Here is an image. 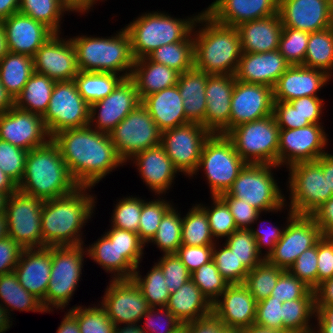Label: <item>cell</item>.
Wrapping results in <instances>:
<instances>
[{
    "mask_svg": "<svg viewBox=\"0 0 333 333\" xmlns=\"http://www.w3.org/2000/svg\"><path fill=\"white\" fill-rule=\"evenodd\" d=\"M51 139L57 144L69 173L80 187H95L115 169L126 165L109 134L90 126L66 129Z\"/></svg>",
    "mask_w": 333,
    "mask_h": 333,
    "instance_id": "6da1fadb",
    "label": "cell"
},
{
    "mask_svg": "<svg viewBox=\"0 0 333 333\" xmlns=\"http://www.w3.org/2000/svg\"><path fill=\"white\" fill-rule=\"evenodd\" d=\"M92 188L78 187L69 195L43 202V247L85 244L82 229H85L97 209V195L91 193Z\"/></svg>",
    "mask_w": 333,
    "mask_h": 333,
    "instance_id": "7a4b0ae2",
    "label": "cell"
},
{
    "mask_svg": "<svg viewBox=\"0 0 333 333\" xmlns=\"http://www.w3.org/2000/svg\"><path fill=\"white\" fill-rule=\"evenodd\" d=\"M192 35L196 69L208 75H235L242 55L236 27L218 23L202 10Z\"/></svg>",
    "mask_w": 333,
    "mask_h": 333,
    "instance_id": "3957f363",
    "label": "cell"
},
{
    "mask_svg": "<svg viewBox=\"0 0 333 333\" xmlns=\"http://www.w3.org/2000/svg\"><path fill=\"white\" fill-rule=\"evenodd\" d=\"M78 187L52 139L28 151L19 191L47 201L69 195Z\"/></svg>",
    "mask_w": 333,
    "mask_h": 333,
    "instance_id": "277c9868",
    "label": "cell"
},
{
    "mask_svg": "<svg viewBox=\"0 0 333 333\" xmlns=\"http://www.w3.org/2000/svg\"><path fill=\"white\" fill-rule=\"evenodd\" d=\"M70 39L79 71L108 72L130 78L135 59L124 27L109 37L81 33Z\"/></svg>",
    "mask_w": 333,
    "mask_h": 333,
    "instance_id": "5b68a950",
    "label": "cell"
},
{
    "mask_svg": "<svg viewBox=\"0 0 333 333\" xmlns=\"http://www.w3.org/2000/svg\"><path fill=\"white\" fill-rule=\"evenodd\" d=\"M200 12L185 19L173 17L165 11L141 13L124 29L130 37L131 52L135 60L147 57L165 44L193 41L192 30Z\"/></svg>",
    "mask_w": 333,
    "mask_h": 333,
    "instance_id": "8992f818",
    "label": "cell"
},
{
    "mask_svg": "<svg viewBox=\"0 0 333 333\" xmlns=\"http://www.w3.org/2000/svg\"><path fill=\"white\" fill-rule=\"evenodd\" d=\"M281 168L272 164L247 163L234 180L231 188L220 196H233L244 200L261 213L286 212V194L278 185L274 170Z\"/></svg>",
    "mask_w": 333,
    "mask_h": 333,
    "instance_id": "52a82bcc",
    "label": "cell"
},
{
    "mask_svg": "<svg viewBox=\"0 0 333 333\" xmlns=\"http://www.w3.org/2000/svg\"><path fill=\"white\" fill-rule=\"evenodd\" d=\"M86 257L85 244L52 246L50 280L45 298L41 301L47 313L53 312L54 309L64 312L65 307L70 305L74 292L82 280Z\"/></svg>",
    "mask_w": 333,
    "mask_h": 333,
    "instance_id": "ba28073f",
    "label": "cell"
},
{
    "mask_svg": "<svg viewBox=\"0 0 333 333\" xmlns=\"http://www.w3.org/2000/svg\"><path fill=\"white\" fill-rule=\"evenodd\" d=\"M246 164L225 134H210L203 145L197 170L190 178H196L199 171L204 173L211 197L220 196L227 193Z\"/></svg>",
    "mask_w": 333,
    "mask_h": 333,
    "instance_id": "9c48e42d",
    "label": "cell"
},
{
    "mask_svg": "<svg viewBox=\"0 0 333 333\" xmlns=\"http://www.w3.org/2000/svg\"><path fill=\"white\" fill-rule=\"evenodd\" d=\"M279 130L272 114L242 123L225 135L246 163L278 165Z\"/></svg>",
    "mask_w": 333,
    "mask_h": 333,
    "instance_id": "30bf717a",
    "label": "cell"
},
{
    "mask_svg": "<svg viewBox=\"0 0 333 333\" xmlns=\"http://www.w3.org/2000/svg\"><path fill=\"white\" fill-rule=\"evenodd\" d=\"M287 170L289 200L285 199V203L294 214L310 215L333 196V192L328 191L327 175L316 160L294 164Z\"/></svg>",
    "mask_w": 333,
    "mask_h": 333,
    "instance_id": "8fae6325",
    "label": "cell"
},
{
    "mask_svg": "<svg viewBox=\"0 0 333 333\" xmlns=\"http://www.w3.org/2000/svg\"><path fill=\"white\" fill-rule=\"evenodd\" d=\"M42 118L52 138L66 129L89 126L90 105L78 92L74 80L56 81Z\"/></svg>",
    "mask_w": 333,
    "mask_h": 333,
    "instance_id": "7c38bea8",
    "label": "cell"
},
{
    "mask_svg": "<svg viewBox=\"0 0 333 333\" xmlns=\"http://www.w3.org/2000/svg\"><path fill=\"white\" fill-rule=\"evenodd\" d=\"M109 136L126 164L135 154L161 144L162 131L141 103L109 132Z\"/></svg>",
    "mask_w": 333,
    "mask_h": 333,
    "instance_id": "4fadbf2b",
    "label": "cell"
},
{
    "mask_svg": "<svg viewBox=\"0 0 333 333\" xmlns=\"http://www.w3.org/2000/svg\"><path fill=\"white\" fill-rule=\"evenodd\" d=\"M43 200L19 190L12 193L6 204L8 236L23 249L43 248L41 215Z\"/></svg>",
    "mask_w": 333,
    "mask_h": 333,
    "instance_id": "5bb4252c",
    "label": "cell"
},
{
    "mask_svg": "<svg viewBox=\"0 0 333 333\" xmlns=\"http://www.w3.org/2000/svg\"><path fill=\"white\" fill-rule=\"evenodd\" d=\"M286 224L280 240L267 260L274 266L288 270L305 250L315 246L323 236L310 215H297L287 209Z\"/></svg>",
    "mask_w": 333,
    "mask_h": 333,
    "instance_id": "9a60e30c",
    "label": "cell"
},
{
    "mask_svg": "<svg viewBox=\"0 0 333 333\" xmlns=\"http://www.w3.org/2000/svg\"><path fill=\"white\" fill-rule=\"evenodd\" d=\"M329 136L323 124H309L297 129L279 130L278 166L315 161L328 152ZM286 165V166H285Z\"/></svg>",
    "mask_w": 333,
    "mask_h": 333,
    "instance_id": "2e32d148",
    "label": "cell"
},
{
    "mask_svg": "<svg viewBox=\"0 0 333 333\" xmlns=\"http://www.w3.org/2000/svg\"><path fill=\"white\" fill-rule=\"evenodd\" d=\"M210 134L201 124L188 123L163 131L161 145L179 173L190 179L197 170L203 145Z\"/></svg>",
    "mask_w": 333,
    "mask_h": 333,
    "instance_id": "e0dca14e",
    "label": "cell"
},
{
    "mask_svg": "<svg viewBox=\"0 0 333 333\" xmlns=\"http://www.w3.org/2000/svg\"><path fill=\"white\" fill-rule=\"evenodd\" d=\"M104 295L98 303L114 325L141 323L150 309L145 296L132 278L109 279Z\"/></svg>",
    "mask_w": 333,
    "mask_h": 333,
    "instance_id": "ac0fdd59",
    "label": "cell"
},
{
    "mask_svg": "<svg viewBox=\"0 0 333 333\" xmlns=\"http://www.w3.org/2000/svg\"><path fill=\"white\" fill-rule=\"evenodd\" d=\"M139 104L134 82L125 78L107 97L90 105L89 126L109 134Z\"/></svg>",
    "mask_w": 333,
    "mask_h": 333,
    "instance_id": "d6986e66",
    "label": "cell"
},
{
    "mask_svg": "<svg viewBox=\"0 0 333 333\" xmlns=\"http://www.w3.org/2000/svg\"><path fill=\"white\" fill-rule=\"evenodd\" d=\"M0 139L30 151L45 145L51 137L41 115L13 106L0 114Z\"/></svg>",
    "mask_w": 333,
    "mask_h": 333,
    "instance_id": "ffe728a7",
    "label": "cell"
},
{
    "mask_svg": "<svg viewBox=\"0 0 333 333\" xmlns=\"http://www.w3.org/2000/svg\"><path fill=\"white\" fill-rule=\"evenodd\" d=\"M33 64L34 72L54 81L74 80L79 73L73 43L61 33H55L36 51Z\"/></svg>",
    "mask_w": 333,
    "mask_h": 333,
    "instance_id": "44dd1931",
    "label": "cell"
},
{
    "mask_svg": "<svg viewBox=\"0 0 333 333\" xmlns=\"http://www.w3.org/2000/svg\"><path fill=\"white\" fill-rule=\"evenodd\" d=\"M273 88L235 81L231 99L230 129L273 114Z\"/></svg>",
    "mask_w": 333,
    "mask_h": 333,
    "instance_id": "7402d4cb",
    "label": "cell"
},
{
    "mask_svg": "<svg viewBox=\"0 0 333 333\" xmlns=\"http://www.w3.org/2000/svg\"><path fill=\"white\" fill-rule=\"evenodd\" d=\"M283 27L309 33L333 26V6L328 0H279Z\"/></svg>",
    "mask_w": 333,
    "mask_h": 333,
    "instance_id": "603a6c76",
    "label": "cell"
},
{
    "mask_svg": "<svg viewBox=\"0 0 333 333\" xmlns=\"http://www.w3.org/2000/svg\"><path fill=\"white\" fill-rule=\"evenodd\" d=\"M127 162L126 165L133 163L136 166L143 183L155 196H165L180 175L161 144L135 154Z\"/></svg>",
    "mask_w": 333,
    "mask_h": 333,
    "instance_id": "cb8c5ba5",
    "label": "cell"
},
{
    "mask_svg": "<svg viewBox=\"0 0 333 333\" xmlns=\"http://www.w3.org/2000/svg\"><path fill=\"white\" fill-rule=\"evenodd\" d=\"M257 301L244 283L229 284L213 303V314L225 328L244 329L255 322Z\"/></svg>",
    "mask_w": 333,
    "mask_h": 333,
    "instance_id": "d4e9b609",
    "label": "cell"
},
{
    "mask_svg": "<svg viewBox=\"0 0 333 333\" xmlns=\"http://www.w3.org/2000/svg\"><path fill=\"white\" fill-rule=\"evenodd\" d=\"M235 81V75H208L205 128L211 134H226L230 130L231 99Z\"/></svg>",
    "mask_w": 333,
    "mask_h": 333,
    "instance_id": "484cf974",
    "label": "cell"
},
{
    "mask_svg": "<svg viewBox=\"0 0 333 333\" xmlns=\"http://www.w3.org/2000/svg\"><path fill=\"white\" fill-rule=\"evenodd\" d=\"M331 78L322 70L292 65L274 86V101L289 102L304 96L319 97L318 92L326 87V84L329 85Z\"/></svg>",
    "mask_w": 333,
    "mask_h": 333,
    "instance_id": "4316f807",
    "label": "cell"
},
{
    "mask_svg": "<svg viewBox=\"0 0 333 333\" xmlns=\"http://www.w3.org/2000/svg\"><path fill=\"white\" fill-rule=\"evenodd\" d=\"M9 52L33 57L36 51L55 33L46 25L21 13L2 21Z\"/></svg>",
    "mask_w": 333,
    "mask_h": 333,
    "instance_id": "83f0119b",
    "label": "cell"
},
{
    "mask_svg": "<svg viewBox=\"0 0 333 333\" xmlns=\"http://www.w3.org/2000/svg\"><path fill=\"white\" fill-rule=\"evenodd\" d=\"M278 5L279 0H214L203 10L218 23L237 27L277 14Z\"/></svg>",
    "mask_w": 333,
    "mask_h": 333,
    "instance_id": "f1b7e54d",
    "label": "cell"
},
{
    "mask_svg": "<svg viewBox=\"0 0 333 333\" xmlns=\"http://www.w3.org/2000/svg\"><path fill=\"white\" fill-rule=\"evenodd\" d=\"M52 247L23 249L14 268L20 285L41 301L49 285Z\"/></svg>",
    "mask_w": 333,
    "mask_h": 333,
    "instance_id": "f546056e",
    "label": "cell"
},
{
    "mask_svg": "<svg viewBox=\"0 0 333 333\" xmlns=\"http://www.w3.org/2000/svg\"><path fill=\"white\" fill-rule=\"evenodd\" d=\"M290 66L278 49L265 53H242L235 78L241 82L274 88L279 77Z\"/></svg>",
    "mask_w": 333,
    "mask_h": 333,
    "instance_id": "4dcf8cb0",
    "label": "cell"
},
{
    "mask_svg": "<svg viewBox=\"0 0 333 333\" xmlns=\"http://www.w3.org/2000/svg\"><path fill=\"white\" fill-rule=\"evenodd\" d=\"M242 53H265L278 49L283 30L279 13L247 21L237 27Z\"/></svg>",
    "mask_w": 333,
    "mask_h": 333,
    "instance_id": "1f68e13d",
    "label": "cell"
},
{
    "mask_svg": "<svg viewBox=\"0 0 333 333\" xmlns=\"http://www.w3.org/2000/svg\"><path fill=\"white\" fill-rule=\"evenodd\" d=\"M141 103L162 132L190 123L186 119L183 98L177 85L152 93L146 96Z\"/></svg>",
    "mask_w": 333,
    "mask_h": 333,
    "instance_id": "d6a6232c",
    "label": "cell"
},
{
    "mask_svg": "<svg viewBox=\"0 0 333 333\" xmlns=\"http://www.w3.org/2000/svg\"><path fill=\"white\" fill-rule=\"evenodd\" d=\"M179 76L180 72L177 70L144 57L134 61L130 79L142 101L152 93L177 85Z\"/></svg>",
    "mask_w": 333,
    "mask_h": 333,
    "instance_id": "836d02e7",
    "label": "cell"
},
{
    "mask_svg": "<svg viewBox=\"0 0 333 333\" xmlns=\"http://www.w3.org/2000/svg\"><path fill=\"white\" fill-rule=\"evenodd\" d=\"M166 308L182 324L205 318L213 312V304L191 279L170 293Z\"/></svg>",
    "mask_w": 333,
    "mask_h": 333,
    "instance_id": "e575fe53",
    "label": "cell"
},
{
    "mask_svg": "<svg viewBox=\"0 0 333 333\" xmlns=\"http://www.w3.org/2000/svg\"><path fill=\"white\" fill-rule=\"evenodd\" d=\"M208 74L195 67L180 73L178 89L183 98L186 119L190 123L201 124L205 127L206 84Z\"/></svg>",
    "mask_w": 333,
    "mask_h": 333,
    "instance_id": "d590c367",
    "label": "cell"
},
{
    "mask_svg": "<svg viewBox=\"0 0 333 333\" xmlns=\"http://www.w3.org/2000/svg\"><path fill=\"white\" fill-rule=\"evenodd\" d=\"M88 245L86 247L87 257L96 262L106 273L111 274L110 279L132 278L136 268L104 233Z\"/></svg>",
    "mask_w": 333,
    "mask_h": 333,
    "instance_id": "8d00e7d4",
    "label": "cell"
},
{
    "mask_svg": "<svg viewBox=\"0 0 333 333\" xmlns=\"http://www.w3.org/2000/svg\"><path fill=\"white\" fill-rule=\"evenodd\" d=\"M0 303L5 307L12 320L14 313L11 312L14 310L47 313L41 300L20 285L14 271L0 275Z\"/></svg>",
    "mask_w": 333,
    "mask_h": 333,
    "instance_id": "74e56055",
    "label": "cell"
},
{
    "mask_svg": "<svg viewBox=\"0 0 333 333\" xmlns=\"http://www.w3.org/2000/svg\"><path fill=\"white\" fill-rule=\"evenodd\" d=\"M33 73V57L8 52L0 60V81L14 100Z\"/></svg>",
    "mask_w": 333,
    "mask_h": 333,
    "instance_id": "f35d334b",
    "label": "cell"
},
{
    "mask_svg": "<svg viewBox=\"0 0 333 333\" xmlns=\"http://www.w3.org/2000/svg\"><path fill=\"white\" fill-rule=\"evenodd\" d=\"M55 83L48 76L34 72L14 100V106L43 116L48 109Z\"/></svg>",
    "mask_w": 333,
    "mask_h": 333,
    "instance_id": "ab89813d",
    "label": "cell"
},
{
    "mask_svg": "<svg viewBox=\"0 0 333 333\" xmlns=\"http://www.w3.org/2000/svg\"><path fill=\"white\" fill-rule=\"evenodd\" d=\"M123 79L114 73L79 71L74 82L83 99L92 105L107 97Z\"/></svg>",
    "mask_w": 333,
    "mask_h": 333,
    "instance_id": "60d3db41",
    "label": "cell"
},
{
    "mask_svg": "<svg viewBox=\"0 0 333 333\" xmlns=\"http://www.w3.org/2000/svg\"><path fill=\"white\" fill-rule=\"evenodd\" d=\"M303 66L333 77V26L309 34Z\"/></svg>",
    "mask_w": 333,
    "mask_h": 333,
    "instance_id": "b9f144b4",
    "label": "cell"
},
{
    "mask_svg": "<svg viewBox=\"0 0 333 333\" xmlns=\"http://www.w3.org/2000/svg\"><path fill=\"white\" fill-rule=\"evenodd\" d=\"M182 216V244L204 246L216 243L210 231L208 216L198 203L193 204Z\"/></svg>",
    "mask_w": 333,
    "mask_h": 333,
    "instance_id": "7bdbcfd3",
    "label": "cell"
},
{
    "mask_svg": "<svg viewBox=\"0 0 333 333\" xmlns=\"http://www.w3.org/2000/svg\"><path fill=\"white\" fill-rule=\"evenodd\" d=\"M315 313V299H295L283 302V331L313 333Z\"/></svg>",
    "mask_w": 333,
    "mask_h": 333,
    "instance_id": "ee69618b",
    "label": "cell"
},
{
    "mask_svg": "<svg viewBox=\"0 0 333 333\" xmlns=\"http://www.w3.org/2000/svg\"><path fill=\"white\" fill-rule=\"evenodd\" d=\"M173 205L163 216L158 230L153 238L146 244L147 247L150 243L159 248L162 255L176 254L178 248L182 245L181 229H182V214Z\"/></svg>",
    "mask_w": 333,
    "mask_h": 333,
    "instance_id": "f6af8a7d",
    "label": "cell"
},
{
    "mask_svg": "<svg viewBox=\"0 0 333 333\" xmlns=\"http://www.w3.org/2000/svg\"><path fill=\"white\" fill-rule=\"evenodd\" d=\"M19 11L35 21L43 23L54 33L61 34H63L62 19H64V14L69 13L61 0H20Z\"/></svg>",
    "mask_w": 333,
    "mask_h": 333,
    "instance_id": "bcb514c9",
    "label": "cell"
},
{
    "mask_svg": "<svg viewBox=\"0 0 333 333\" xmlns=\"http://www.w3.org/2000/svg\"><path fill=\"white\" fill-rule=\"evenodd\" d=\"M147 57L151 61L183 73L194 67V41L165 44L155 49Z\"/></svg>",
    "mask_w": 333,
    "mask_h": 333,
    "instance_id": "7dc6e473",
    "label": "cell"
},
{
    "mask_svg": "<svg viewBox=\"0 0 333 333\" xmlns=\"http://www.w3.org/2000/svg\"><path fill=\"white\" fill-rule=\"evenodd\" d=\"M152 265L145 276L140 274L141 265H138L132 279L140 288L150 307H166L170 292L165 284L163 271L156 263Z\"/></svg>",
    "mask_w": 333,
    "mask_h": 333,
    "instance_id": "c3c4849f",
    "label": "cell"
},
{
    "mask_svg": "<svg viewBox=\"0 0 333 333\" xmlns=\"http://www.w3.org/2000/svg\"><path fill=\"white\" fill-rule=\"evenodd\" d=\"M284 269L271 264L267 259L255 266L247 274L244 284L257 302L268 298Z\"/></svg>",
    "mask_w": 333,
    "mask_h": 333,
    "instance_id": "681fc988",
    "label": "cell"
},
{
    "mask_svg": "<svg viewBox=\"0 0 333 333\" xmlns=\"http://www.w3.org/2000/svg\"><path fill=\"white\" fill-rule=\"evenodd\" d=\"M96 304L87 307L78 304L66 310L77 319L80 333H113L114 323L100 304Z\"/></svg>",
    "mask_w": 333,
    "mask_h": 333,
    "instance_id": "f907efd6",
    "label": "cell"
},
{
    "mask_svg": "<svg viewBox=\"0 0 333 333\" xmlns=\"http://www.w3.org/2000/svg\"><path fill=\"white\" fill-rule=\"evenodd\" d=\"M210 198L212 204L208 205L211 206L201 202L199 205L208 216L210 231L214 240L221 243L223 240L219 241L220 238L225 240L238 228L227 204L219 196H210Z\"/></svg>",
    "mask_w": 333,
    "mask_h": 333,
    "instance_id": "816d5d0a",
    "label": "cell"
},
{
    "mask_svg": "<svg viewBox=\"0 0 333 333\" xmlns=\"http://www.w3.org/2000/svg\"><path fill=\"white\" fill-rule=\"evenodd\" d=\"M146 200L137 195L116 200L109 226L138 233L142 205Z\"/></svg>",
    "mask_w": 333,
    "mask_h": 333,
    "instance_id": "f5cc1de1",
    "label": "cell"
},
{
    "mask_svg": "<svg viewBox=\"0 0 333 333\" xmlns=\"http://www.w3.org/2000/svg\"><path fill=\"white\" fill-rule=\"evenodd\" d=\"M154 198L143 203L139 220L138 235L145 244L153 238L163 216L174 205L173 201L166 200L163 195Z\"/></svg>",
    "mask_w": 333,
    "mask_h": 333,
    "instance_id": "db71d44e",
    "label": "cell"
},
{
    "mask_svg": "<svg viewBox=\"0 0 333 333\" xmlns=\"http://www.w3.org/2000/svg\"><path fill=\"white\" fill-rule=\"evenodd\" d=\"M224 241L249 271L264 260L250 229H237Z\"/></svg>",
    "mask_w": 333,
    "mask_h": 333,
    "instance_id": "11a10c76",
    "label": "cell"
},
{
    "mask_svg": "<svg viewBox=\"0 0 333 333\" xmlns=\"http://www.w3.org/2000/svg\"><path fill=\"white\" fill-rule=\"evenodd\" d=\"M212 259L220 274L229 284L245 282L249 270L224 242L222 245L219 242L213 245Z\"/></svg>",
    "mask_w": 333,
    "mask_h": 333,
    "instance_id": "9f6ffc18",
    "label": "cell"
},
{
    "mask_svg": "<svg viewBox=\"0 0 333 333\" xmlns=\"http://www.w3.org/2000/svg\"><path fill=\"white\" fill-rule=\"evenodd\" d=\"M190 278L212 304L229 285L218 271L213 259L191 273Z\"/></svg>",
    "mask_w": 333,
    "mask_h": 333,
    "instance_id": "6f0895ef",
    "label": "cell"
},
{
    "mask_svg": "<svg viewBox=\"0 0 333 333\" xmlns=\"http://www.w3.org/2000/svg\"><path fill=\"white\" fill-rule=\"evenodd\" d=\"M104 234L135 268L141 264L146 244L138 233L110 226Z\"/></svg>",
    "mask_w": 333,
    "mask_h": 333,
    "instance_id": "680465c9",
    "label": "cell"
},
{
    "mask_svg": "<svg viewBox=\"0 0 333 333\" xmlns=\"http://www.w3.org/2000/svg\"><path fill=\"white\" fill-rule=\"evenodd\" d=\"M309 32L283 27L278 51L292 65H302L307 51Z\"/></svg>",
    "mask_w": 333,
    "mask_h": 333,
    "instance_id": "91938a15",
    "label": "cell"
},
{
    "mask_svg": "<svg viewBox=\"0 0 333 333\" xmlns=\"http://www.w3.org/2000/svg\"><path fill=\"white\" fill-rule=\"evenodd\" d=\"M270 296L283 303L295 299H315V292L288 270H285L279 276Z\"/></svg>",
    "mask_w": 333,
    "mask_h": 333,
    "instance_id": "94428289",
    "label": "cell"
},
{
    "mask_svg": "<svg viewBox=\"0 0 333 333\" xmlns=\"http://www.w3.org/2000/svg\"><path fill=\"white\" fill-rule=\"evenodd\" d=\"M27 155L28 151L0 139V169L17 184L24 175Z\"/></svg>",
    "mask_w": 333,
    "mask_h": 333,
    "instance_id": "6125c7cd",
    "label": "cell"
},
{
    "mask_svg": "<svg viewBox=\"0 0 333 333\" xmlns=\"http://www.w3.org/2000/svg\"><path fill=\"white\" fill-rule=\"evenodd\" d=\"M142 320L141 328L145 333H172L182 325L166 307H150Z\"/></svg>",
    "mask_w": 333,
    "mask_h": 333,
    "instance_id": "be15d7a7",
    "label": "cell"
},
{
    "mask_svg": "<svg viewBox=\"0 0 333 333\" xmlns=\"http://www.w3.org/2000/svg\"><path fill=\"white\" fill-rule=\"evenodd\" d=\"M155 263L163 271L165 284L170 293L175 292L191 279V274L176 254L162 255Z\"/></svg>",
    "mask_w": 333,
    "mask_h": 333,
    "instance_id": "e7e4bbea",
    "label": "cell"
},
{
    "mask_svg": "<svg viewBox=\"0 0 333 333\" xmlns=\"http://www.w3.org/2000/svg\"><path fill=\"white\" fill-rule=\"evenodd\" d=\"M317 262L316 244L298 256L288 271L314 291L317 288Z\"/></svg>",
    "mask_w": 333,
    "mask_h": 333,
    "instance_id": "03108f58",
    "label": "cell"
},
{
    "mask_svg": "<svg viewBox=\"0 0 333 333\" xmlns=\"http://www.w3.org/2000/svg\"><path fill=\"white\" fill-rule=\"evenodd\" d=\"M254 324L283 331V303L272 296L257 302Z\"/></svg>",
    "mask_w": 333,
    "mask_h": 333,
    "instance_id": "003e7915",
    "label": "cell"
},
{
    "mask_svg": "<svg viewBox=\"0 0 333 333\" xmlns=\"http://www.w3.org/2000/svg\"><path fill=\"white\" fill-rule=\"evenodd\" d=\"M262 214L263 213H260L257 216V218L255 219V222H254L252 228H250V230L252 231V235L256 239L258 252L262 255V257L264 259H267L268 256L273 252L276 243L280 240L286 222L283 224L284 226H281V227L277 226V224L272 225L271 223L269 224V227H266L267 223H265L266 226L262 225V223H264L265 220L263 221L262 219H260V218H262L261 217ZM259 219L261 222L259 225L260 227L257 224V221ZM255 223L257 225V228H254ZM263 226L266 229H264Z\"/></svg>",
    "mask_w": 333,
    "mask_h": 333,
    "instance_id": "a7ac6f4b",
    "label": "cell"
},
{
    "mask_svg": "<svg viewBox=\"0 0 333 333\" xmlns=\"http://www.w3.org/2000/svg\"><path fill=\"white\" fill-rule=\"evenodd\" d=\"M228 206L238 229H250L261 213L244 200L233 196H219Z\"/></svg>",
    "mask_w": 333,
    "mask_h": 333,
    "instance_id": "89a4df30",
    "label": "cell"
},
{
    "mask_svg": "<svg viewBox=\"0 0 333 333\" xmlns=\"http://www.w3.org/2000/svg\"><path fill=\"white\" fill-rule=\"evenodd\" d=\"M176 255L191 274L200 266L212 260L213 245L189 246L182 244L178 248Z\"/></svg>",
    "mask_w": 333,
    "mask_h": 333,
    "instance_id": "2644e50d",
    "label": "cell"
},
{
    "mask_svg": "<svg viewBox=\"0 0 333 333\" xmlns=\"http://www.w3.org/2000/svg\"><path fill=\"white\" fill-rule=\"evenodd\" d=\"M317 287L333 277V236L323 235L317 242Z\"/></svg>",
    "mask_w": 333,
    "mask_h": 333,
    "instance_id": "8c879c8a",
    "label": "cell"
},
{
    "mask_svg": "<svg viewBox=\"0 0 333 333\" xmlns=\"http://www.w3.org/2000/svg\"><path fill=\"white\" fill-rule=\"evenodd\" d=\"M273 115L279 129H297L310 124L289 102L274 101Z\"/></svg>",
    "mask_w": 333,
    "mask_h": 333,
    "instance_id": "753ad0ef",
    "label": "cell"
},
{
    "mask_svg": "<svg viewBox=\"0 0 333 333\" xmlns=\"http://www.w3.org/2000/svg\"><path fill=\"white\" fill-rule=\"evenodd\" d=\"M324 98L304 96L289 101V103L297 109L299 114L305 118L310 124H323L322 116L324 114Z\"/></svg>",
    "mask_w": 333,
    "mask_h": 333,
    "instance_id": "34e18365",
    "label": "cell"
},
{
    "mask_svg": "<svg viewBox=\"0 0 333 333\" xmlns=\"http://www.w3.org/2000/svg\"><path fill=\"white\" fill-rule=\"evenodd\" d=\"M23 248L9 236L0 240V275L14 271Z\"/></svg>",
    "mask_w": 333,
    "mask_h": 333,
    "instance_id": "11e5206c",
    "label": "cell"
},
{
    "mask_svg": "<svg viewBox=\"0 0 333 333\" xmlns=\"http://www.w3.org/2000/svg\"><path fill=\"white\" fill-rule=\"evenodd\" d=\"M310 216L320 228L322 235L333 236V196L317 207Z\"/></svg>",
    "mask_w": 333,
    "mask_h": 333,
    "instance_id": "2a66077c",
    "label": "cell"
},
{
    "mask_svg": "<svg viewBox=\"0 0 333 333\" xmlns=\"http://www.w3.org/2000/svg\"><path fill=\"white\" fill-rule=\"evenodd\" d=\"M185 325L188 333H221L225 329L224 325L213 313Z\"/></svg>",
    "mask_w": 333,
    "mask_h": 333,
    "instance_id": "b9fcfbb0",
    "label": "cell"
},
{
    "mask_svg": "<svg viewBox=\"0 0 333 333\" xmlns=\"http://www.w3.org/2000/svg\"><path fill=\"white\" fill-rule=\"evenodd\" d=\"M313 333H333V306H315Z\"/></svg>",
    "mask_w": 333,
    "mask_h": 333,
    "instance_id": "09005b40",
    "label": "cell"
},
{
    "mask_svg": "<svg viewBox=\"0 0 333 333\" xmlns=\"http://www.w3.org/2000/svg\"><path fill=\"white\" fill-rule=\"evenodd\" d=\"M314 292L315 306H333V277L319 284Z\"/></svg>",
    "mask_w": 333,
    "mask_h": 333,
    "instance_id": "979ff035",
    "label": "cell"
},
{
    "mask_svg": "<svg viewBox=\"0 0 333 333\" xmlns=\"http://www.w3.org/2000/svg\"><path fill=\"white\" fill-rule=\"evenodd\" d=\"M107 0H61L64 8L71 13H79L82 16L94 10L96 3L104 2Z\"/></svg>",
    "mask_w": 333,
    "mask_h": 333,
    "instance_id": "deb4b68c",
    "label": "cell"
},
{
    "mask_svg": "<svg viewBox=\"0 0 333 333\" xmlns=\"http://www.w3.org/2000/svg\"><path fill=\"white\" fill-rule=\"evenodd\" d=\"M323 169L324 175H327L328 191L333 192V153H325L316 160Z\"/></svg>",
    "mask_w": 333,
    "mask_h": 333,
    "instance_id": "67dfc351",
    "label": "cell"
},
{
    "mask_svg": "<svg viewBox=\"0 0 333 333\" xmlns=\"http://www.w3.org/2000/svg\"><path fill=\"white\" fill-rule=\"evenodd\" d=\"M62 318L56 333H80L77 319L69 311Z\"/></svg>",
    "mask_w": 333,
    "mask_h": 333,
    "instance_id": "b62a3aed",
    "label": "cell"
},
{
    "mask_svg": "<svg viewBox=\"0 0 333 333\" xmlns=\"http://www.w3.org/2000/svg\"><path fill=\"white\" fill-rule=\"evenodd\" d=\"M20 0H0V21L19 11Z\"/></svg>",
    "mask_w": 333,
    "mask_h": 333,
    "instance_id": "603ad722",
    "label": "cell"
},
{
    "mask_svg": "<svg viewBox=\"0 0 333 333\" xmlns=\"http://www.w3.org/2000/svg\"><path fill=\"white\" fill-rule=\"evenodd\" d=\"M18 190V184L0 169V192L8 197Z\"/></svg>",
    "mask_w": 333,
    "mask_h": 333,
    "instance_id": "5803f987",
    "label": "cell"
}]
</instances>
